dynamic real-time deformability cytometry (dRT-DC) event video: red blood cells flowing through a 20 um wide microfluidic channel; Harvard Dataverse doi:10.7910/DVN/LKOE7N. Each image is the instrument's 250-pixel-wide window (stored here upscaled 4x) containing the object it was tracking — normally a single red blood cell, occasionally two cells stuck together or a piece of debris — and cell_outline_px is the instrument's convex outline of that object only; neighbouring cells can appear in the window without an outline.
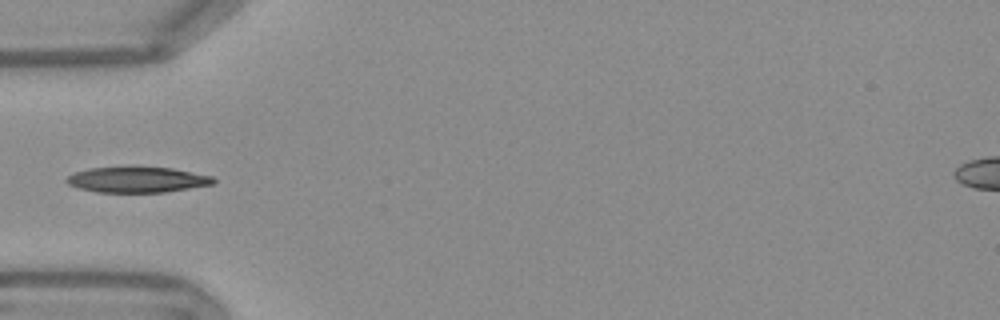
{"species": "Egyptian fruit bat (a non-hibernating species)", "species_latin": "Rousettus aegyptiacus", "temperature_condition": "warm", "stored_images_in_passage": 37, "camera_frame_rate_fps": 3000, "um_per_image_px": 0.085, "frame": {"image": 1, "passage_image": 1, "time_ms": 0.0, "image_size_px": [1000, 320], "cell_outline_px": [[216, 184], [164, 192], [96, 192], [76, 188], [68, 184], [64, 180], [68, 176], [76, 172], [88, 168], [132, 164], [172, 168], [212, 176], [216, 180]], "centroid_in_image_um": [11.63, 15.23], "position_along_channel_um": 73.4, "area_um2": 22.89}}
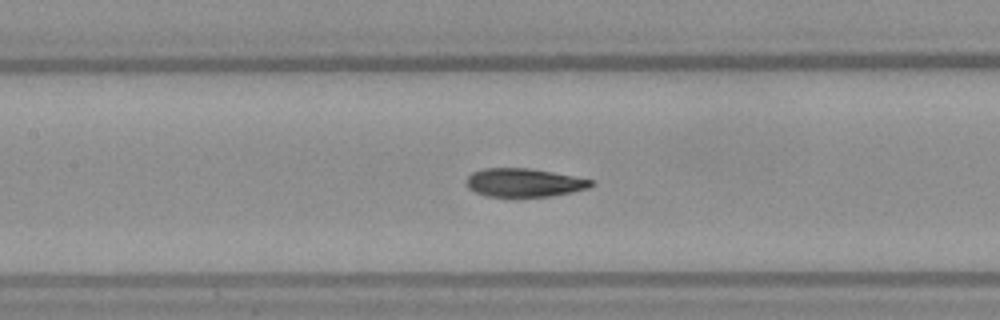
{"frame": {"image": 2, "passage_image": 8, "time_ms": 2.333, "image_size_px": [1000, 320], "cell_outline_px": [[596, 184], [588, 188], [572, 192], [552, 196], [488, 196], [476, 192], [468, 188], [468, 176], [472, 172], [484, 168], [528, 168], [552, 172], [596, 180]], "centroid_in_image_um": [44.61, 15.51], "position_along_channel_um": 162.8, "area_um2": 20.58}}
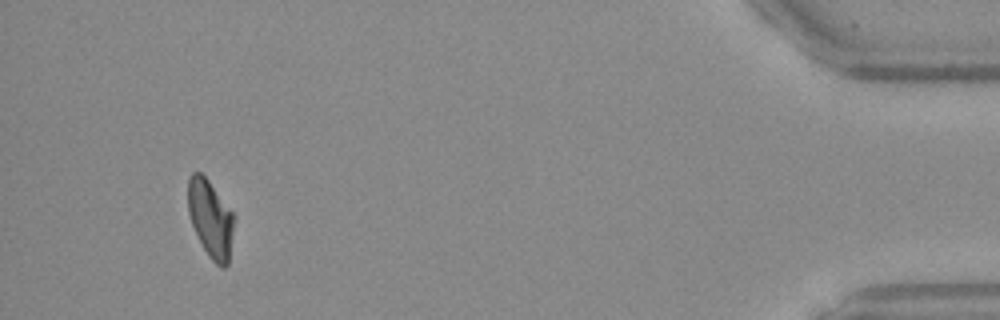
{"frame": {"image": 3, "passage_image": 34, "time_ms": 11.0, "image_size_px": [1000, 320], "cell_outline_px": [[236, 216], [228, 264], [224, 268], [220, 268], [208, 256], [192, 224], [188, 212], [188, 176], [192, 172], [200, 172], [208, 180]], "centroid_in_image_um": [17.91, 18.59], "position_along_channel_um": 417.3, "area_um2": 20.87}}